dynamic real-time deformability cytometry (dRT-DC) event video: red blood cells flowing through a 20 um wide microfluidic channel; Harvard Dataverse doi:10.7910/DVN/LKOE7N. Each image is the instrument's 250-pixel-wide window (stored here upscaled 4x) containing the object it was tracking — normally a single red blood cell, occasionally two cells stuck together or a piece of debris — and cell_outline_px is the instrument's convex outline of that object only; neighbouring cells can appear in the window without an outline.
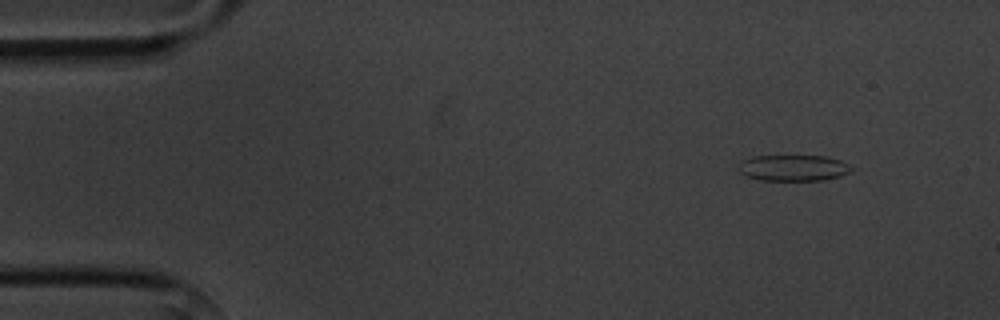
{"species": "common noctule bat (a hibernating species)", "species_latin": "Nyctalus noctula", "temperature_condition": "cold", "stored_images_in_passage": 3, "camera_frame_rate_fps": 3000, "um_per_image_px": 0.085, "animal": {"sex": "male", "body_mass_g": 20.1, "forearm_length_mm": 53.5}, "frame": {"image": 1, "passage_image": 1, "time_ms": 0.0, "image_size_px": [1000, 320], "cell_outline_px": [[852, 168], [848, 172], [840, 176], [824, 180], [760, 180], [748, 176], [740, 172], [740, 164], [744, 160], [752, 156], [828, 156], [840, 160], [848, 164]], "centroid_in_image_um": [67.46, 14.27], "position_along_channel_um": 17.5, "area_um2": 16.94}}